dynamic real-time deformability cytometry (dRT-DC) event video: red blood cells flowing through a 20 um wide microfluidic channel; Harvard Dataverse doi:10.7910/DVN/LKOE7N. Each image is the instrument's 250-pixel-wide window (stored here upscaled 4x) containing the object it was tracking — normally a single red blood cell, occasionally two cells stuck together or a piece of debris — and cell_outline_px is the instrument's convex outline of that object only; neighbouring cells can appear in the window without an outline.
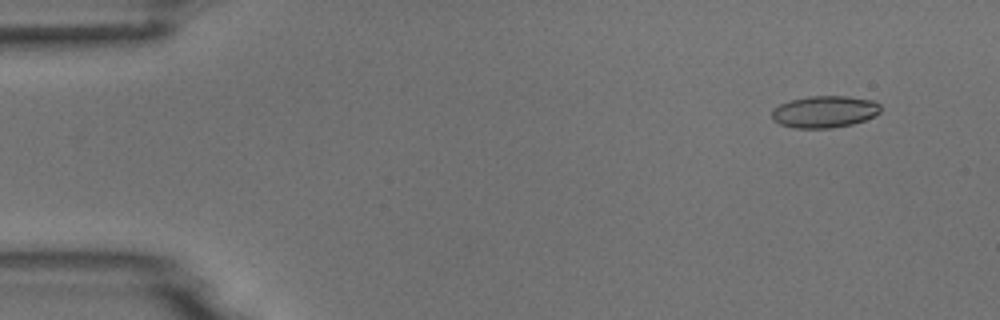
{"species": "common noctule bat (a hibernating species)", "species_latin": "Nyctalus noctula", "temperature_condition": "room temperature", "stored_images_in_passage": 10, "camera_frame_rate_fps": 3000, "um_per_image_px": 0.085, "animal": {"sex": "male", "body_mass_g": 18.8}, "frame": {"image": 1, "passage_image": 2, "time_ms": 1.333, "image_size_px": [1000, 320], "cell_outline_px": [[880, 112], [864, 120], [852, 124], [832, 128], [796, 128], [780, 124], [772, 120], [772, 108], [780, 104], [792, 100], [808, 96], [848, 96], [872, 100], [880, 104]], "centroid_in_image_um": [70.06, 9.49], "position_along_channel_um": 14.9, "area_um2": 20.17}}
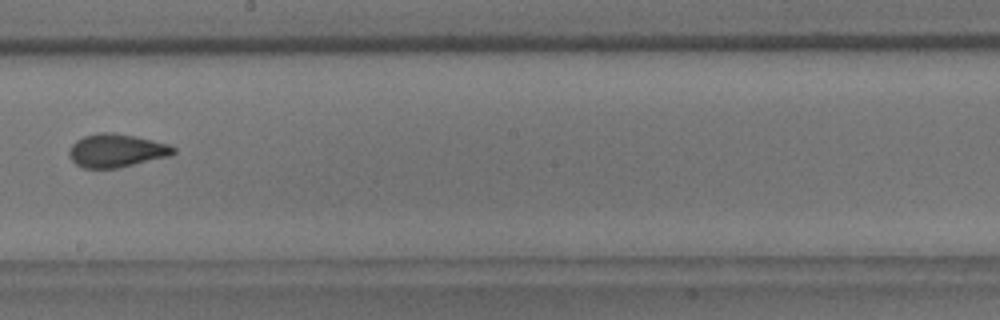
{"frame": {"image": 2, "passage_image": 9, "time_ms": 10.0, "image_size_px": [1000, 320], "cell_outline_px": [[176, 152], [172, 156], [120, 168], [84, 168], [76, 164], [68, 156], [68, 152], [72, 144], [76, 140], [84, 136], [100, 132], [112, 132], [136, 136], [168, 144], [176, 148]], "centroid_in_image_um": [9.92, 12.8], "position_along_channel_um": 238.3, "area_um2": 20.52}}
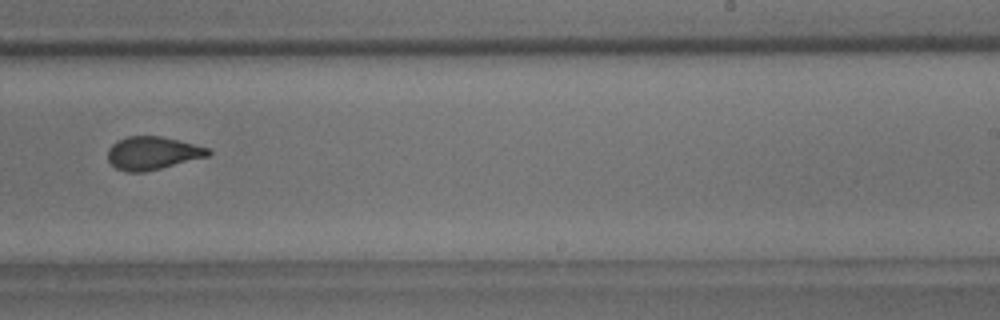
{"frame": {"image": 3, "passage_image": 10, "time_ms": 11.0, "image_size_px": [1000, 320], "cell_outline_px": [[212, 152], [208, 156], [144, 172], [128, 172], [116, 168], [108, 160], [108, 148], [112, 144], [128, 136], [160, 136], [208, 148]], "centroid_in_image_um": [12.94, 13.02], "position_along_channel_um": 276.1, "area_um2": 18.96}}